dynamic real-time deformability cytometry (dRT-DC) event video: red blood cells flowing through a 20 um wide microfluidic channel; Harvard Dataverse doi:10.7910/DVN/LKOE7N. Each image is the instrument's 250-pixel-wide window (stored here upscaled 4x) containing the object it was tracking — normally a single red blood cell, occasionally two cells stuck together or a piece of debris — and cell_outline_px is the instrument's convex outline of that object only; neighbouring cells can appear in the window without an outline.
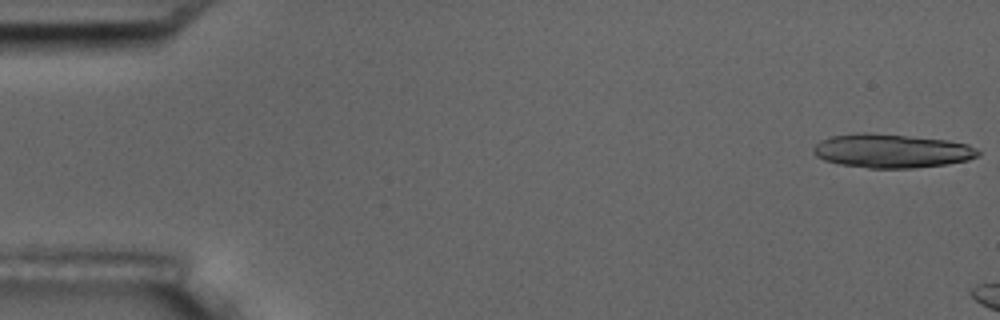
{"species": "common noctule bat (a hibernating species)", "species_latin": "Nyctalus noctula", "temperature_condition": "room temperature", "stored_images_in_passage": 3, "camera_frame_rate_fps": 3000, "um_per_image_px": 0.085, "animal": {"sex": "male", "body_mass_g": 17.5, "forearm_length_mm": 52.3}, "frame": {"image": 1, "passage_image": 1, "time_ms": 0.0, "image_size_px": [1000, 320], "cell_outline_px": [[980, 156], [968, 160], [948, 164], [912, 168], [868, 168], [840, 164], [824, 160], [816, 156], [812, 152], [812, 148], [820, 140], [832, 136], [856, 132], [868, 132], [948, 140], [968, 144], [976, 148], [980, 152]], "centroid_in_image_um": [75.79, 12.82], "position_along_channel_um": 9.2, "area_um2": 32.71}}